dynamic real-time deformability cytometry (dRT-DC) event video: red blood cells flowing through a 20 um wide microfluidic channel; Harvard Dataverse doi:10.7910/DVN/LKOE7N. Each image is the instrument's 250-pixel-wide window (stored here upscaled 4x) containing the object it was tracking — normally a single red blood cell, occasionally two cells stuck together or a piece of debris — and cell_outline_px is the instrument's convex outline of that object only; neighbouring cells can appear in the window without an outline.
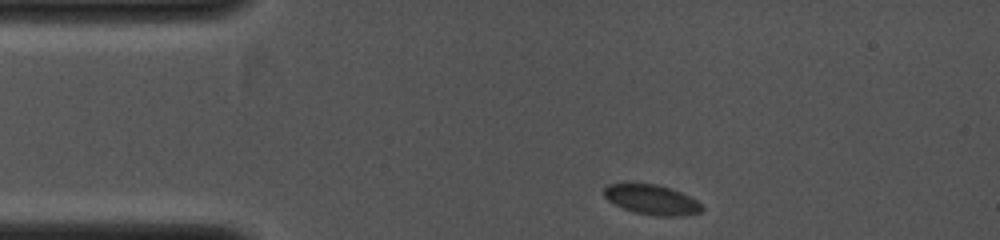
{"species": "common noctule bat (a hibernating species)", "species_latin": "Nyctalus noctula", "temperature_condition": "cold", "stored_images_in_passage": 25, "camera_frame_rate_fps": 4000, "um_per_image_px": 0.085, "animal": {"sex": "female", "body_mass_g": 19.0, "forearm_length_mm": 53.3}, "frame": {"image": 1, "passage_image": 1, "time_ms": 0.0, "image_size_px": [1000, 240], "cell_outline_px": [[704, 208], [700, 212], [680, 216], [656, 216], [636, 212], [624, 208], [608, 200], [604, 196], [604, 188], [608, 184], [628, 180], [656, 184], [672, 188], [696, 200]], "centroid_in_image_um": [55.34, 16.91], "position_along_channel_um": 29.7, "area_um2": 17.46}}
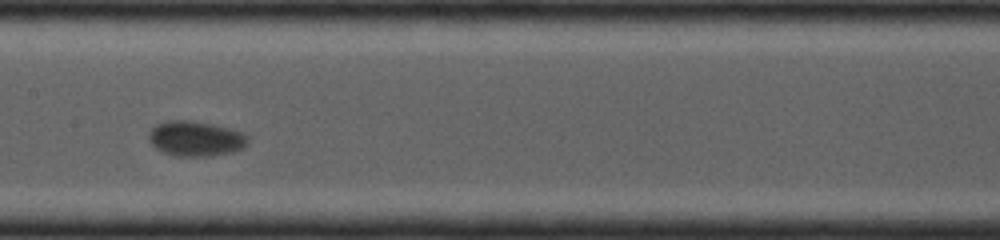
{"frame": {"image": 2, "passage_image": 14, "time_ms": 4.0, "image_size_px": [1000, 240], "cell_outline_px": [[248, 144], [244, 148], [232, 152], [208, 156], [176, 156], [164, 152], [156, 148], [148, 140], [148, 132], [156, 124], [168, 120], [192, 120], [212, 124], [228, 128], [240, 132], [248, 136]], "centroid_in_image_um": [16.61, 11.78], "position_along_channel_um": 190.8, "area_um2": 20.35}}
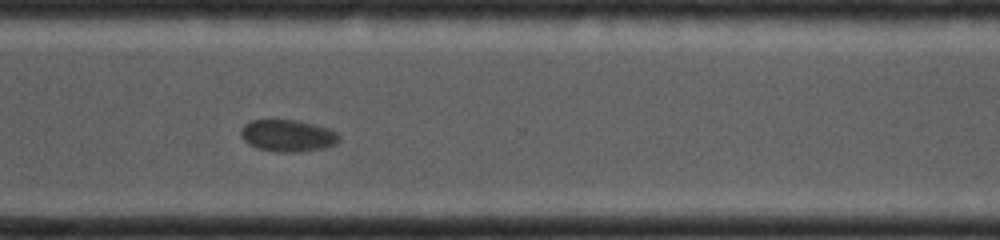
{"frame": {"image": 3, "passage_image": 24, "time_ms": 7.0, "image_size_px": [1000, 240], "cell_outline_px": [[340, 140], [336, 144], [324, 148], [300, 152], [280, 152], [256, 148], [248, 144], [240, 136], [240, 128], [244, 124], [252, 120], [296, 120], [328, 128], [336, 132], [340, 136]], "centroid_in_image_um": [24.44, 11.54], "position_along_channel_um": 346.2, "area_um2": 18.38}}